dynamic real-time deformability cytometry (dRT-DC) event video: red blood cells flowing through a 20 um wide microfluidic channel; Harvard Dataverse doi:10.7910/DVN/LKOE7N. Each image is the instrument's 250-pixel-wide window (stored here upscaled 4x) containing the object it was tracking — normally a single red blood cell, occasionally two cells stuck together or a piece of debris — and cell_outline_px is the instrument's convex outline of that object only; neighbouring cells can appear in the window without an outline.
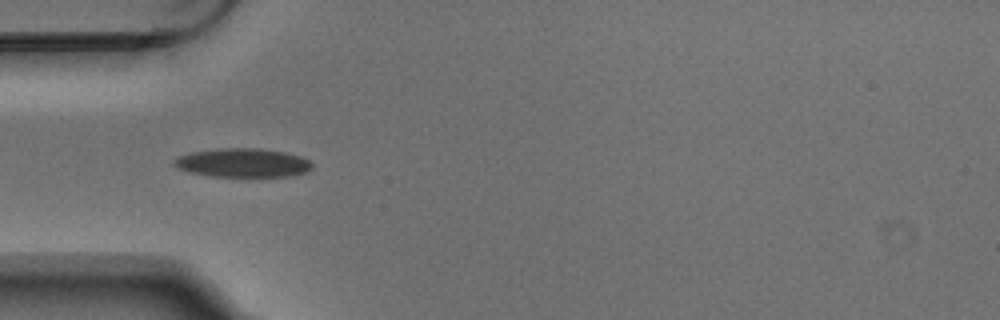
{"species": "Egyptian fruit bat (a non-hibernating species)", "species_latin": "Rousettus aegyptiacus", "temperature_condition": "warm", "stored_images_in_passage": 8, "camera_frame_rate_fps": 3000, "um_per_image_px": 0.085, "animal": {"sex": "male"}, "frame": {"image": 1, "passage_image": 4, "time_ms": 1.0, "image_size_px": [1000, 320], "cell_outline_px": [[312, 164], [304, 172], [288, 176], [212, 176], [192, 172], [176, 168], [172, 164], [172, 160], [176, 156], [192, 152], [216, 148], [260, 148], [284, 152], [300, 156], [308, 160]], "centroid_in_image_um": [20.55, 13.82], "position_along_channel_um": 64.5, "area_um2": 23.0}}
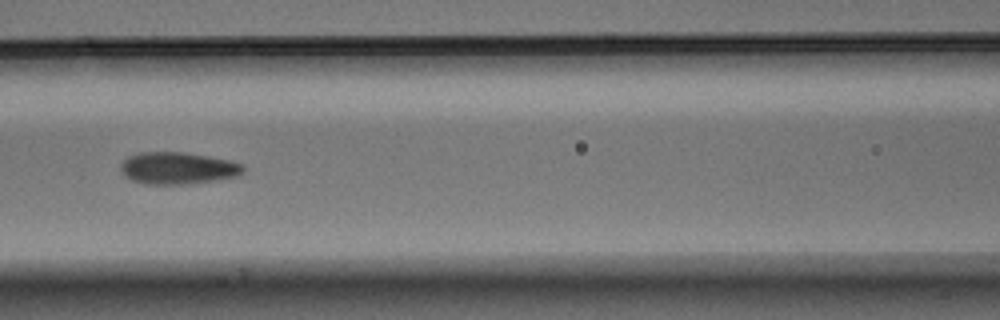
{"frame": {"image": 2, "passage_image": 6, "time_ms": 1.667, "image_size_px": [1000, 320], "cell_outline_px": [[244, 172], [240, 176], [220, 180], [188, 184], [144, 184], [132, 180], [124, 176], [120, 168], [120, 164], [128, 156], [136, 152], [184, 152], [232, 160], [244, 164]], "centroid_in_image_um": [15.15, 14.29], "position_along_channel_um": 151.4, "area_um2": 23.35}}
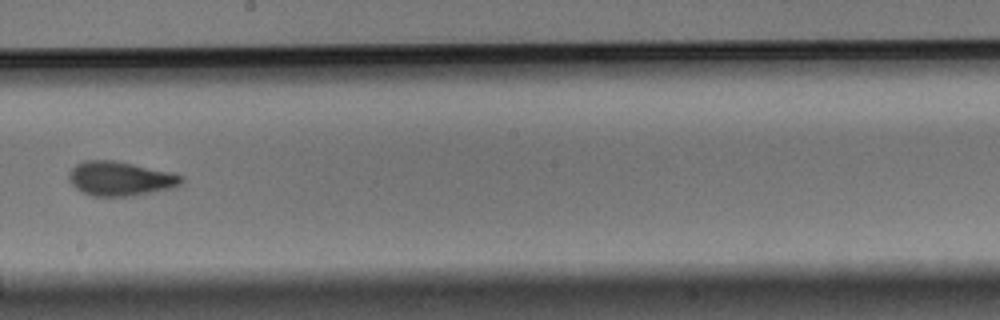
{"frame": {"image": 3, "passage_image": 8, "time_ms": 2.333, "image_size_px": [1000, 320], "cell_outline_px": [[184, 180], [180, 184], [172, 188], [132, 196], [92, 196], [76, 188], [72, 184], [68, 176], [72, 168], [76, 164], [84, 160], [112, 160], [172, 172], [184, 176]], "centroid_in_image_um": [10.24, 15.18], "position_along_channel_um": 238.0, "area_um2": 22.37}}